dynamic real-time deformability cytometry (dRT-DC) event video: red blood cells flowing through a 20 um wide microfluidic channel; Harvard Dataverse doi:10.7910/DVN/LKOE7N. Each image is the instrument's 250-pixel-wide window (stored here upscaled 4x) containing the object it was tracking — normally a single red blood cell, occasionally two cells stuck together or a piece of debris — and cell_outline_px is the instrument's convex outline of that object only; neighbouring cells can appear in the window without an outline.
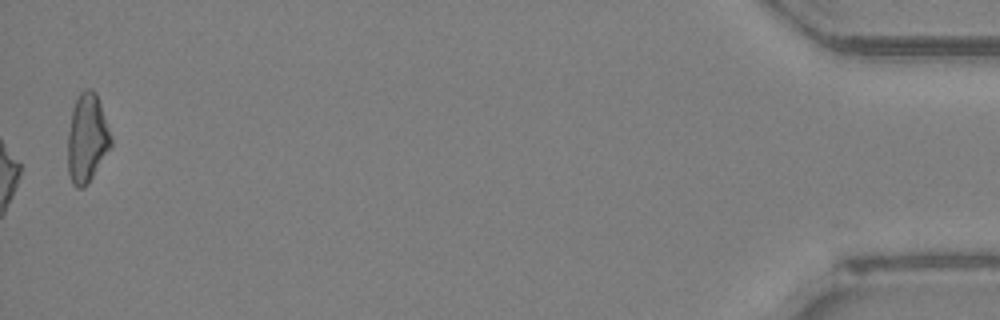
{"species": "Egyptian fruit bat (a non-hibernating species)", "species_latin": "Rousettus aegyptiacus", "temperature_condition": "room temperature", "stored_images_in_passage": 47, "camera_frame_rate_fps": 3000, "um_per_image_px": 0.085, "animal": {"sex": "female"}, "frame": {"image": 1, "passage_image": 47, "time_ms": 15.333, "image_size_px": [1000, 320], "cell_outline_px": [[112, 148], [88, 184], [84, 188], [76, 188], [72, 184], [68, 172], [68, 132], [72, 108], [80, 92], [84, 88], [92, 88], [96, 92], [112, 140]], "centroid_in_image_um": [7.4, 11.78], "position_along_channel_um": 427.8, "area_um2": 22.6}, "authors_computed_cell_mechanics": {"area_um2": 19.5942, "velocity_mm_per_s": 4.1902, "shape_relaxation_time_tau1_ms": null, "shape_relaxation_time_tau2_ms": 8.8232, "deformation_change_tau1": null, "deformation_change_tau2": 0.2647}}